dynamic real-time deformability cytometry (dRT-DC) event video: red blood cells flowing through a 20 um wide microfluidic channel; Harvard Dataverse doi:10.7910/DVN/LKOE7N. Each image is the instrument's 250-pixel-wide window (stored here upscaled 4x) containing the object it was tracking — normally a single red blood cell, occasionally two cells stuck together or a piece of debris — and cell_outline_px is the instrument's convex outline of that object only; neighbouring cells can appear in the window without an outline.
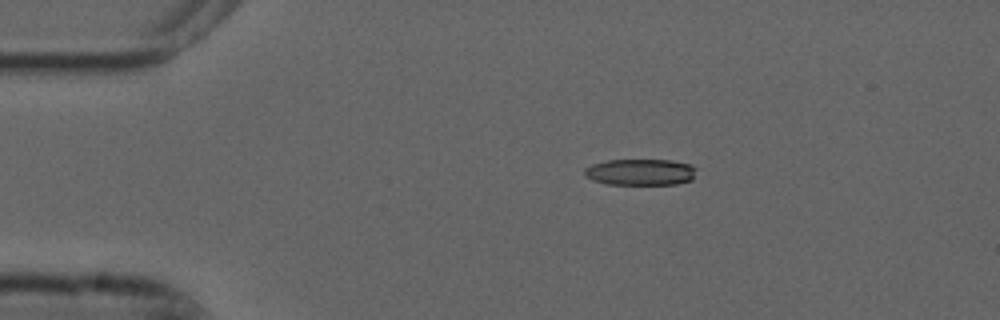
{"species": "common noctule bat (a hibernating species)", "species_latin": "Nyctalus noctula", "temperature_condition": "cold", "stored_images_in_passage": 3, "segment_of_instrument_passage": [1, 2], "camera_frame_rate_fps": 3000, "um_per_image_px": 0.085, "animal": {"sex": "male", "forearm_length_mm": 52.5}, "frame": {"image": 1, "passage_image": 1, "time_ms": 0.0, "image_size_px": [1000, 320], "cell_outline_px": [[696, 168], [692, 180], [676, 184], [608, 184], [592, 180], [584, 176], [584, 168], [592, 164], [608, 160], [672, 160], [692, 164]], "centroid_in_image_um": [54.43, 14.62], "position_along_channel_um": 30.6, "area_um2": 17.28}}